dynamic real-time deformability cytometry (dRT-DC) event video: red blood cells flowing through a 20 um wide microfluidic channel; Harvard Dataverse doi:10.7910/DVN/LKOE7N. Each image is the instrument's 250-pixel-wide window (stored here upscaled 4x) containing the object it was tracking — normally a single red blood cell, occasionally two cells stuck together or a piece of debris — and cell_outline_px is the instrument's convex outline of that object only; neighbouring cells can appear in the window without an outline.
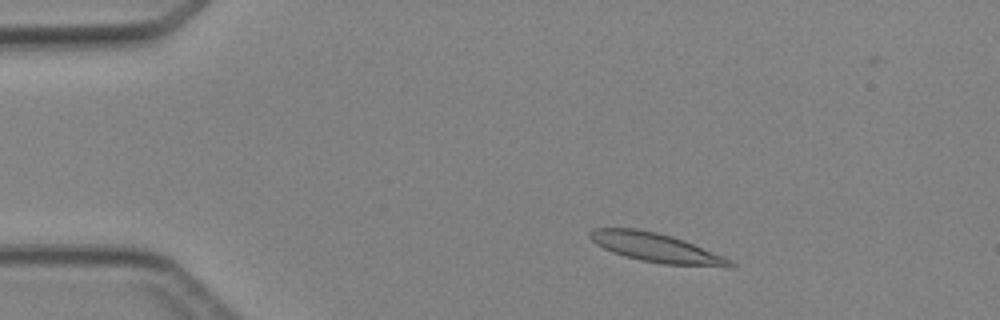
{"species": "Egyptian fruit bat (a non-hibernating species)", "species_latin": "Rousettus aegyptiacus", "temperature_condition": "cold", "stored_images_in_passage": 4, "camera_frame_rate_fps": 3000, "um_per_image_px": 0.085, "animal": {"sex": "female"}, "frame": {"image": 1, "passage_image": 2, "time_ms": 1.0, "image_size_px": [1000, 320], "cell_outline_px": [[736, 264], [732, 268], [724, 268], [664, 264], [640, 260], [624, 256], [612, 252], [596, 244], [588, 236], [588, 232], [596, 228], [636, 228], [656, 232], [672, 236], [684, 240], [724, 256], [732, 260]], "centroid_in_image_um": [55.84, 21.07], "position_along_channel_um": 29.2, "area_um2": 24.04}}
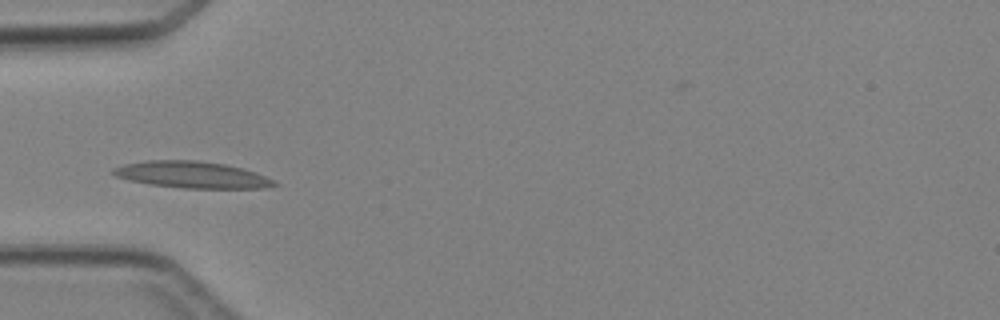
{"frame": {"image": 2, "passage_image": 4, "time_ms": 3.333, "image_size_px": [1000, 320], "cell_outline_px": [[280, 184], [264, 188], [184, 188], [148, 184], [128, 180], [116, 176], [112, 172], [112, 168], [124, 164], [148, 160], [196, 160], [224, 164], [244, 168], [256, 172]], "centroid_in_image_um": [16.3, 14.85], "position_along_channel_um": 68.7, "area_um2": 24.97}}